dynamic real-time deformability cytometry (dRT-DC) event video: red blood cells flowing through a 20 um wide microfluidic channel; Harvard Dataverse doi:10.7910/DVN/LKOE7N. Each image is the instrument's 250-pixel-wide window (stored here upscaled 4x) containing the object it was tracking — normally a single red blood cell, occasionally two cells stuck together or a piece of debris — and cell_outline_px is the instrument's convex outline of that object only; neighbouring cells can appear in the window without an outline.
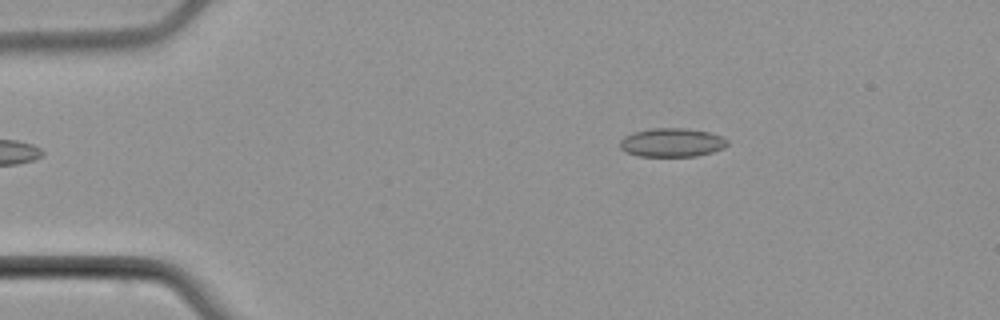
{"species": "common noctule bat (a hibernating species)", "species_latin": "Nyctalus noctula", "temperature_condition": "cold", "stored_images_in_passage": 3, "camera_frame_rate_fps": 3000, "um_per_image_px": 0.085, "animal": {"sex": "male", "body_mass_g": 21.5, "forearm_length_mm": 52.0}, "frame": {"image": 1, "passage_image": 3, "time_ms": 2.667, "image_size_px": [1000, 320], "cell_outline_px": [[728, 144], [724, 148], [712, 152], [696, 156], [640, 156], [628, 152], [620, 148], [620, 140], [624, 136], [632, 132], [652, 128], [684, 128], [708, 132], [720, 136], [728, 140]], "centroid_in_image_um": [57.11, 12.11], "position_along_channel_um": 27.9, "area_um2": 17.92}}